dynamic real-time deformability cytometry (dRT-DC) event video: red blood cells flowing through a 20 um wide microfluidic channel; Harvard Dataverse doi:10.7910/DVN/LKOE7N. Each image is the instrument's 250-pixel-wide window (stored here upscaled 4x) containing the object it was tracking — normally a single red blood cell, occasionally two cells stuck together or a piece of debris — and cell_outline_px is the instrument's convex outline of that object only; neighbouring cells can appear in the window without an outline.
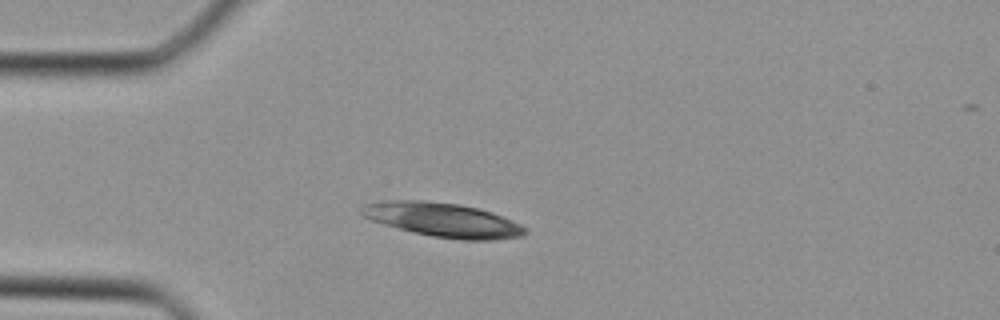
{"species": "Egyptian fruit bat (a non-hibernating species)", "species_latin": "Rousettus aegyptiacus", "temperature_condition": "cold", "stored_images_in_passage": 10, "camera_frame_rate_fps": 3000, "um_per_image_px": 0.085, "animal": {"sex": "female"}, "frame": {"image": 1, "passage_image": 6, "time_ms": 1.667, "image_size_px": [1000, 320], "cell_outline_px": [[528, 232], [520, 236], [492, 240], [460, 240], [432, 236], [412, 232], [384, 224], [372, 220], [364, 216], [360, 212], [360, 208], [364, 204], [384, 200], [420, 200], [456, 204], [476, 208], [492, 212], [520, 224]], "centroid_in_image_um": [37.61, 18.69], "position_along_channel_um": 47.4, "area_um2": 32.25}}
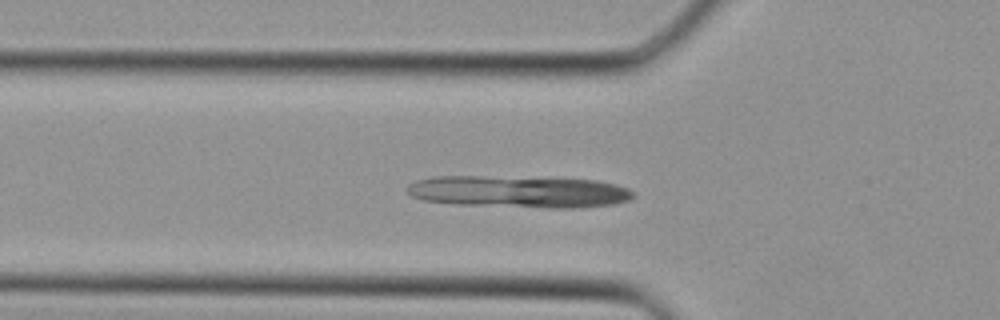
{"frame": {"image": 2, "passage_image": 9, "time_ms": 2.667, "image_size_px": [1000, 320], "cell_outline_px": [[632, 196], [628, 200], [616, 204], [576, 208], [548, 208], [456, 204], [424, 200], [412, 196], [404, 188], [408, 184], [416, 180], [432, 176], [484, 176], [596, 180], [616, 184], [628, 188], [632, 192]], "centroid_in_image_um": [44.07, 16.29], "position_along_channel_um": 81.7, "area_um2": 42.19}}